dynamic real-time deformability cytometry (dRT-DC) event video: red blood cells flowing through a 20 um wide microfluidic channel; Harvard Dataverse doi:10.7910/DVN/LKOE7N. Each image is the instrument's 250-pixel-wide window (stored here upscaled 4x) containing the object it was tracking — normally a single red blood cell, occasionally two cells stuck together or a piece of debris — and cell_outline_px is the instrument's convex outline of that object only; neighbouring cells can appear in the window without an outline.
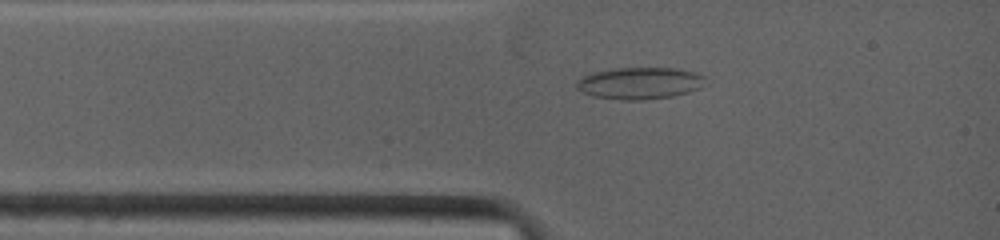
{"species": "common noctule bat (a hibernating species)", "species_latin": "Nyctalus noctula", "temperature_condition": "warm", "stored_images_in_passage": 46, "camera_frame_rate_fps": 4500, "um_per_image_px": 0.085, "animal": {"sex": "female", "body_mass_g": 19.0, "forearm_length_mm": 53.3}, "frame": {"image": 1, "passage_image": 5, "time_ms": 1.333, "image_size_px": [1000, 240], "cell_outline_px": [[704, 76], [700, 88], [688, 92], [672, 96], [644, 100], [624, 100], [592, 96], [576, 88], [576, 80], [580, 76], [588, 72], [616, 68], [676, 68], [692, 72]], "centroid_in_image_um": [54.28, 7.06], "position_along_channel_um": 30.7, "area_um2": 23.93}}
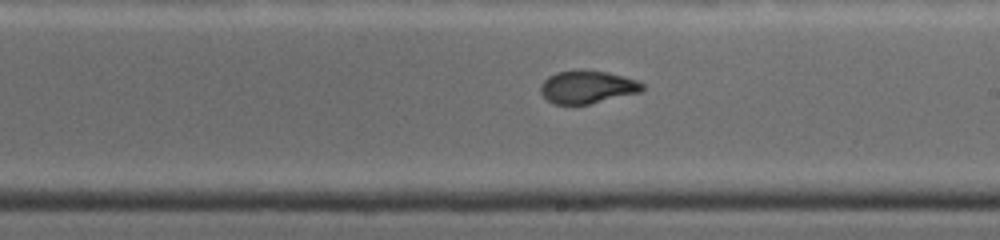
{"frame": {"image": 2, "passage_image": 23, "time_ms": 6.667, "image_size_px": [1000, 240], "cell_outline_px": [[644, 88], [640, 92], [588, 104], [552, 104], [540, 92], [540, 84], [548, 76], [556, 72], [608, 72], [624, 76], [636, 80], [644, 84]], "centroid_in_image_um": [49.91, 7.42], "position_along_channel_um": 239.1, "area_um2": 18.96}}
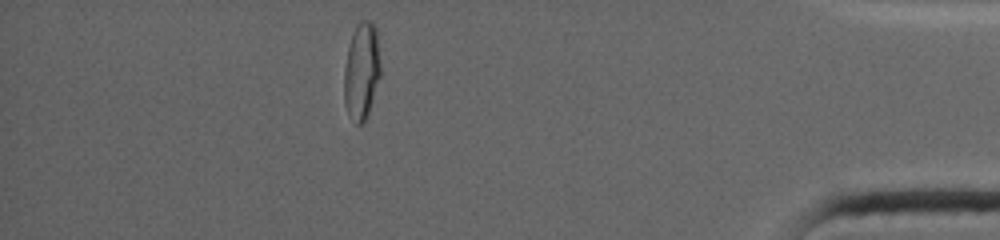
{"frame": {"image": 3, "passage_image": 41, "time_ms": 12.222, "image_size_px": [1000, 240], "cell_outline_px": [[380, 76], [368, 116], [360, 124], [356, 124], [348, 112], [344, 104], [344, 68], [348, 48], [352, 32], [356, 24], [360, 20], [368, 20], [376, 28], [380, 60]], "centroid_in_image_um": [30.73, 6.02], "position_along_channel_um": 404.5, "area_um2": 20.69}, "authors_computed_cell_mechanics": {"area_um2": 20.0566, "velocity_mm_per_s": 3.9939, "shape_relaxation_time_tau1_ms": null, "shape_relaxation_time_tau2_ms": 0.8217, "deformation_change_tau1": null, "deformation_change_tau2": 0.0535}}